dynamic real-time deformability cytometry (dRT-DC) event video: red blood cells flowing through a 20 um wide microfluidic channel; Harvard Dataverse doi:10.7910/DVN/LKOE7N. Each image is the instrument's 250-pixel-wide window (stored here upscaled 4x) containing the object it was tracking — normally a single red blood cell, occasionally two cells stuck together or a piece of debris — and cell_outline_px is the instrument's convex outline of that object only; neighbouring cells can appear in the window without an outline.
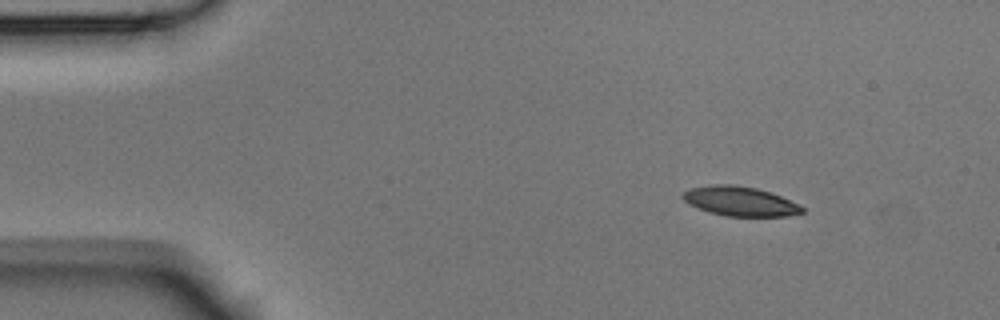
{"species": "Egyptian fruit bat (a non-hibernating species)", "species_latin": "Rousettus aegyptiacus", "temperature_condition": "room temperature", "stored_images_in_passage": 3, "camera_frame_rate_fps": 3000, "um_per_image_px": 0.085, "animal": {"sex": "male"}, "frame": {"image": 1, "passage_image": 1, "time_ms": 0.0, "image_size_px": [1000, 320], "cell_outline_px": [[804, 212], [788, 216], [724, 216], [708, 212], [684, 200], [680, 196], [684, 192], [692, 188], [712, 184], [732, 184], [756, 188], [780, 196], [800, 204], [804, 208]], "centroid_in_image_um": [62.93, 17.11], "position_along_channel_um": 22.1, "area_um2": 20.35}}
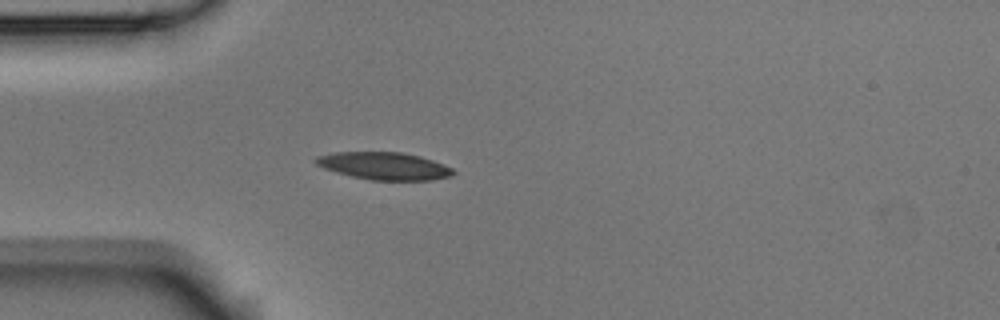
{"frame": {"image": 2, "passage_image": 3, "time_ms": 0.667, "image_size_px": [1000, 320], "cell_outline_px": [[456, 172], [452, 176], [432, 180], [372, 180], [352, 176], [336, 172], [324, 168], [316, 164], [312, 160], [316, 156], [336, 152], [400, 152], [420, 156], [432, 160], [452, 168]], "centroid_in_image_um": [32.65, 14.1], "position_along_channel_um": 52.4, "area_um2": 21.96}}